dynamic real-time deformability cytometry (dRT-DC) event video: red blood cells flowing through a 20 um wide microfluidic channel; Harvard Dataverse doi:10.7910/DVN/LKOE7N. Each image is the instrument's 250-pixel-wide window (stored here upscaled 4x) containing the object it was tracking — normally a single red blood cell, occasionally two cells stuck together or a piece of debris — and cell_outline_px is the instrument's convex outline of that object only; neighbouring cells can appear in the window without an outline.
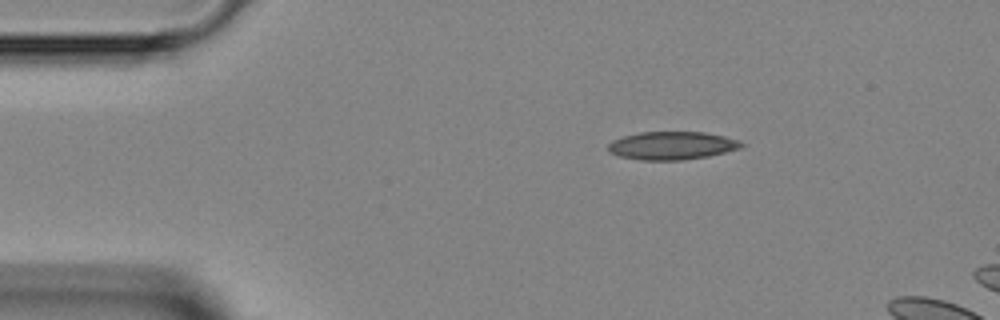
{"species": "Egyptian fruit bat (a non-hibernating species)", "species_latin": "Rousettus aegyptiacus", "temperature_condition": "room temperature", "stored_images_in_passage": 6, "camera_frame_rate_fps": 3000, "um_per_image_px": 0.085, "animal": {"sex": "female"}, "frame": {"image": 1, "passage_image": 1, "time_ms": 0.0, "image_size_px": [1000, 320], "cell_outline_px": [[748, 144], [740, 148], [708, 156], [680, 160], [640, 160], [620, 156], [608, 152], [608, 144], [612, 140], [624, 136], [640, 132], [704, 132], [724, 136], [740, 140]], "centroid_in_image_um": [57.13, 12.37], "position_along_channel_um": 27.9, "area_um2": 21.85}}